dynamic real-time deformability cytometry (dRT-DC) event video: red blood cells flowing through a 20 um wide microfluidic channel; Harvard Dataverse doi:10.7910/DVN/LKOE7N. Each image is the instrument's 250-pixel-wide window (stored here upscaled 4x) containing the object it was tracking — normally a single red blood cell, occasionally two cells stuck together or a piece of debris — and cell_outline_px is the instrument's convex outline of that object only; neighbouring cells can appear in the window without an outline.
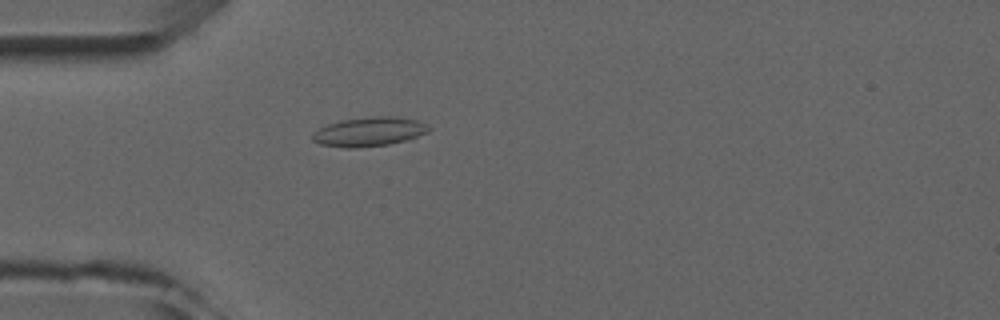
{"species": "common noctule bat (a hibernating species)", "species_latin": "Nyctalus noctula", "temperature_condition": "room temperature", "stored_images_in_passage": 4, "camera_frame_rate_fps": 3000, "um_per_image_px": 0.085, "animal": {"sex": "male", "forearm_length_mm": 52.5}, "frame": {"image": 1, "passage_image": 4, "time_ms": 3.333, "image_size_px": [1000, 320], "cell_outline_px": [[432, 128], [428, 132], [412, 140], [388, 144], [356, 148], [348, 148], [320, 144], [312, 140], [312, 132], [328, 124], [340, 120], [376, 116], [392, 116], [416, 120]], "centroid_in_image_um": [31.4, 11.2], "position_along_channel_um": 53.6, "area_um2": 19.88}}